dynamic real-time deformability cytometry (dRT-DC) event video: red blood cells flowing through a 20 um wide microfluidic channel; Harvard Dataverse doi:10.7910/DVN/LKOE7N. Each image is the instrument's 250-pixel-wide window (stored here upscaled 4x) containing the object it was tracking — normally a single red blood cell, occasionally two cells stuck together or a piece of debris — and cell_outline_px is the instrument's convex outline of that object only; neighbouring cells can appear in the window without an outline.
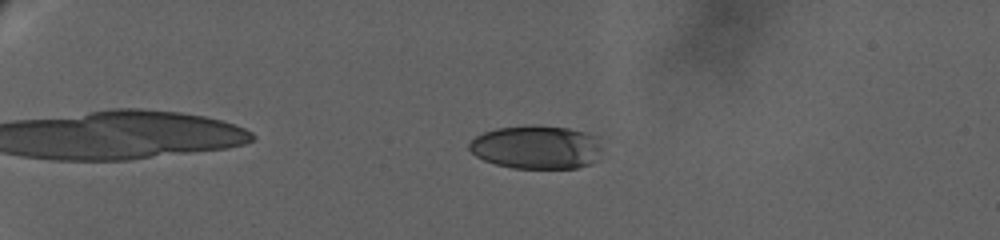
{"species": "human", "species_latin": "Homo sapiens", "temperature_condition": "warm", "stored_images_in_passage": 107, "camera_frame_rate_fps": 3000, "um_per_image_px": 0.085, "donor": {"sex": "female"}, "frame": {"image": 1, "passage_image": 49, "time_ms": 7.0, "image_size_px": [1000, 240], "cell_outline_px": [[600, 148], [596, 160], [580, 168], [512, 168], [496, 164], [484, 160], [476, 156], [468, 148], [468, 144], [476, 136], [484, 132], [496, 128], [532, 124], [540, 124], [568, 128], [584, 132], [596, 136]], "centroid_in_image_um": [45.57, 12.5], "position_along_channel_um": 39.4, "area_um2": 33.81}}
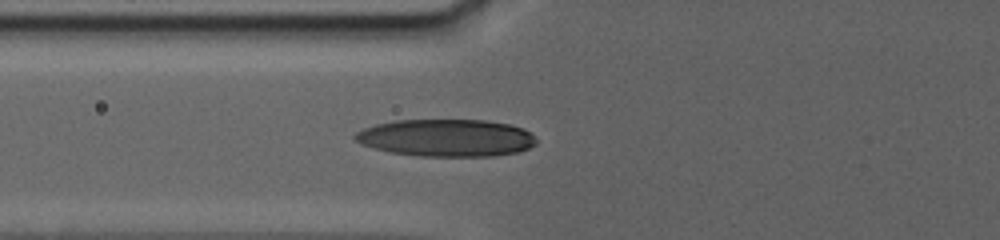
{"frame": {"image": 2, "passage_image": 82, "time_ms": 11.667, "image_size_px": [1000, 240], "cell_outline_px": [[536, 144], [528, 148], [516, 152], [492, 156], [420, 156], [388, 152], [364, 144], [356, 140], [352, 136], [356, 132], [364, 128], [376, 124], [396, 120], [484, 120], [508, 124], [524, 128], [536, 140]], "centroid_in_image_um": [37.92, 11.71], "position_along_channel_um": 87.9, "area_um2": 39.19}}
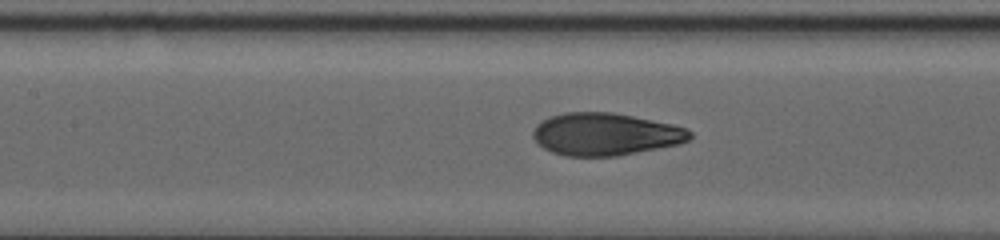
{"frame": {"image": 3, "passage_image": 98, "time_ms": 14.0, "image_size_px": [1000, 240], "cell_outline_px": [[692, 136], [688, 140], [680, 144], [616, 156], [564, 156], [552, 152], [544, 148], [532, 136], [532, 132], [536, 124], [540, 120], [548, 116], [564, 112], [612, 112], [672, 124], [688, 128], [692, 132]], "centroid_in_image_um": [51.44, 11.4], "position_along_channel_um": 156.0, "area_um2": 38.96}}